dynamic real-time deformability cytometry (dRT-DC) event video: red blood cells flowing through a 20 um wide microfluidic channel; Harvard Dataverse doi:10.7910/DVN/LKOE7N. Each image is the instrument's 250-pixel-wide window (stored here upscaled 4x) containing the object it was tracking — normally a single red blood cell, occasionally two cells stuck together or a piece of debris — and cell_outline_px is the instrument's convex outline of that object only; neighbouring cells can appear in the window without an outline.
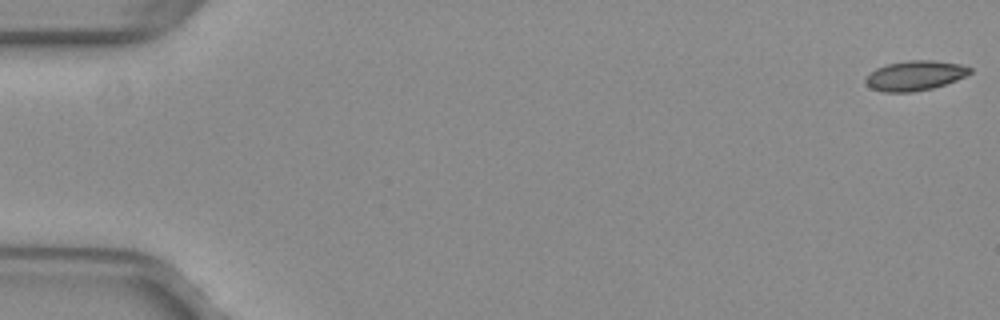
{"species": "common noctule bat (a hibernating species)", "species_latin": "Nyctalus noctula", "temperature_condition": "warm", "stored_images_in_passage": 7, "camera_frame_rate_fps": 3000, "um_per_image_px": 0.085, "animal": {"sex": "female", "body_mass_g": 29.2, "forearm_length_mm": 56.3}, "frame": {"image": 1, "passage_image": 1, "time_ms": 0.0, "image_size_px": [1000, 320], "cell_outline_px": [[972, 72], [956, 80], [932, 88], [912, 92], [884, 92], [872, 88], [864, 80], [876, 68], [888, 64], [908, 60], [932, 60], [960, 64], [972, 68]], "centroid_in_image_um": [77.79, 6.42], "position_along_channel_um": 7.2, "area_um2": 17.86}}